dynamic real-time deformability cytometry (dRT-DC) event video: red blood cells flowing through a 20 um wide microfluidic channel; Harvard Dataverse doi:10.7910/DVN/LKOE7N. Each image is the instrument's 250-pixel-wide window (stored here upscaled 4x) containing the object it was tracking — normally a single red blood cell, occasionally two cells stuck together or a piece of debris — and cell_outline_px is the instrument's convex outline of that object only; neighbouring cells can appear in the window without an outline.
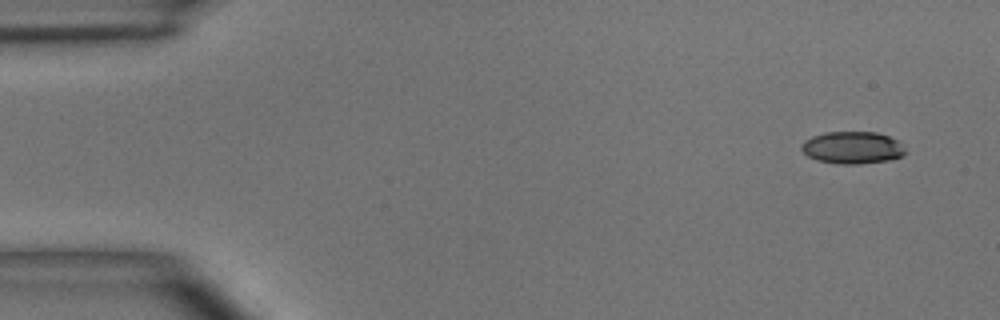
{"species": "common noctule bat (a hibernating species)", "species_latin": "Nyctalus noctula", "temperature_condition": "room temperature", "stored_images_in_passage": 48, "camera_frame_rate_fps": 3000, "um_per_image_px": 0.085, "animal": {"sex": "male", "body_mass_g": 15.6}, "frame": {"image": 1, "passage_image": 1, "time_ms": 0.0, "image_size_px": [1000, 320], "cell_outline_px": [[904, 152], [900, 156], [888, 160], [856, 164], [840, 164], [816, 160], [808, 156], [800, 148], [804, 140], [812, 136], [824, 132], [876, 132], [888, 136], [896, 140], [904, 148]], "centroid_in_image_um": [72.4, 12.54], "position_along_channel_um": 12.6, "area_um2": 19.31}}
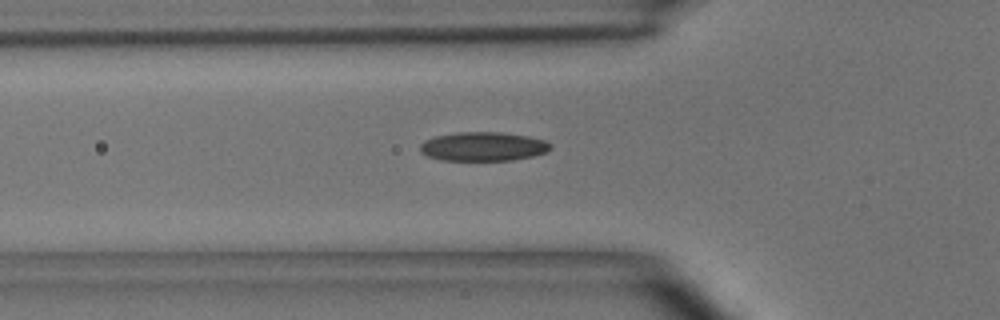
{"frame": {"image": 2, "passage_image": 15, "time_ms": 4.667, "image_size_px": [1000, 320], "cell_outline_px": [[552, 148], [548, 152], [532, 156], [512, 160], [440, 160], [428, 156], [420, 152], [420, 144], [424, 140], [436, 136], [456, 132], [500, 132], [528, 136], [544, 140], [552, 144]], "centroid_in_image_um": [41.08, 12.45], "position_along_channel_um": 84.7, "area_um2": 22.14}}
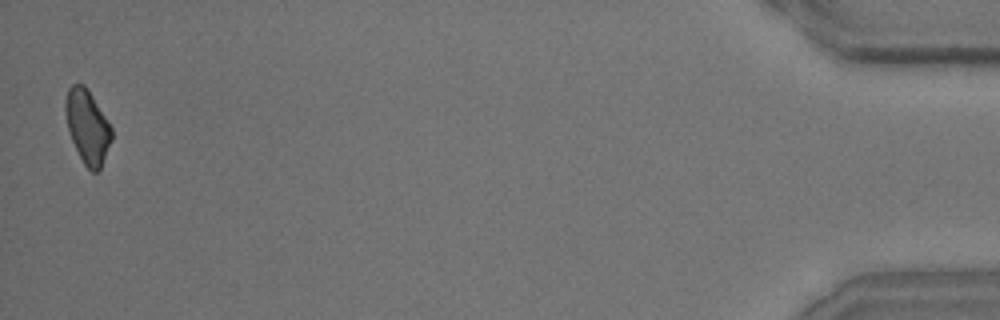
{"frame": {"image": 3, "passage_image": 48, "time_ms": 15.667, "image_size_px": [1000, 320], "cell_outline_px": [[112, 140], [100, 168], [96, 172], [92, 172], [84, 164], [72, 140], [68, 128], [64, 108], [64, 100], [68, 88], [72, 84], [84, 84], [108, 120], [112, 128]], "centroid_in_image_um": [7.43, 10.74], "position_along_channel_um": 427.8, "area_um2": 19.65}, "authors_computed_cell_mechanics": {"area_um2": 20.9236, "velocity_mm_per_s": 3.9321, "shape_relaxation_time_tau1_ms": 5.9057, "shape_relaxation_time_tau2_ms": 3.1734, "deformation_change_tau1": 0.1516, "deformation_change_tau2": 0.1008}}